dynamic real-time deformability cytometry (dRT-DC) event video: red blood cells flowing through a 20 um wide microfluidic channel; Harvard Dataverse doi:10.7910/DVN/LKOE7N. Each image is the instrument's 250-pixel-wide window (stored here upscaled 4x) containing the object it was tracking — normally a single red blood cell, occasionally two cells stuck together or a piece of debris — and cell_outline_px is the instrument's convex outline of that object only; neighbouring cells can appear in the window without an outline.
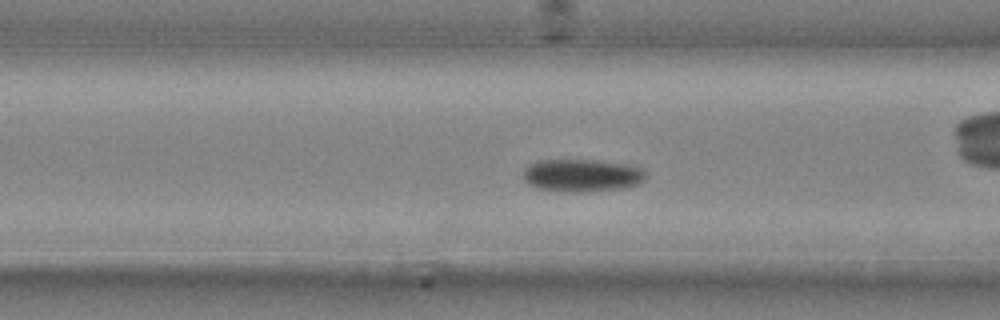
{"species": "common noctule bat (a hibernating species)", "species_latin": "Nyctalus noctula", "temperature_condition": "cold", "stored_images_in_passage": 36, "camera_frame_rate_fps": 3000, "um_per_image_px": 0.085, "animal": {"sex": "male", "body_mass_g": 20.4}, "frame": {"image": 1, "passage_image": 16, "time_ms": 5.0, "image_size_px": [1000, 320], "cell_outline_px": [[648, 176], [640, 184], [624, 188], [584, 192], [560, 192], [536, 188], [528, 184], [524, 180], [524, 168], [536, 160], [596, 160], [620, 164], [640, 168]], "centroid_in_image_um": [49.43, 14.93], "position_along_channel_um": 117.2, "area_um2": 23.47}}